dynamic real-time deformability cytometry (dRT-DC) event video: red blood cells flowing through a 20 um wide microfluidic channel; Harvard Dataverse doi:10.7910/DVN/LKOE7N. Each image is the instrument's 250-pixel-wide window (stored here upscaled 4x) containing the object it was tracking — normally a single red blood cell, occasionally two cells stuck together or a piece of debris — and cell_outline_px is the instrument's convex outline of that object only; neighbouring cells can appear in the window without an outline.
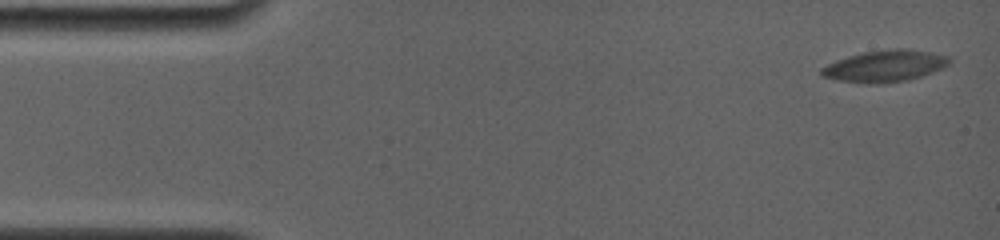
{"species": "common noctule bat (a hibernating species)", "species_latin": "Nyctalus noctula", "temperature_condition": "room temperature", "stored_images_in_passage": 11, "camera_frame_rate_fps": 4000, "um_per_image_px": 0.085, "animal": {"sex": "female", "body_mass_g": 19.0, "forearm_length_mm": 56.7}, "frame": {"image": 1, "passage_image": 1, "time_ms": 0.0, "image_size_px": [1000, 240], "cell_outline_px": [[952, 60], [948, 64], [932, 72], [908, 80], [836, 80], [820, 76], [820, 68], [836, 60], [848, 56], [864, 52], [896, 48], [904, 48], [932, 52], [948, 56]], "centroid_in_image_um": [75.24, 5.55], "position_along_channel_um": 9.8, "area_um2": 22.43}}